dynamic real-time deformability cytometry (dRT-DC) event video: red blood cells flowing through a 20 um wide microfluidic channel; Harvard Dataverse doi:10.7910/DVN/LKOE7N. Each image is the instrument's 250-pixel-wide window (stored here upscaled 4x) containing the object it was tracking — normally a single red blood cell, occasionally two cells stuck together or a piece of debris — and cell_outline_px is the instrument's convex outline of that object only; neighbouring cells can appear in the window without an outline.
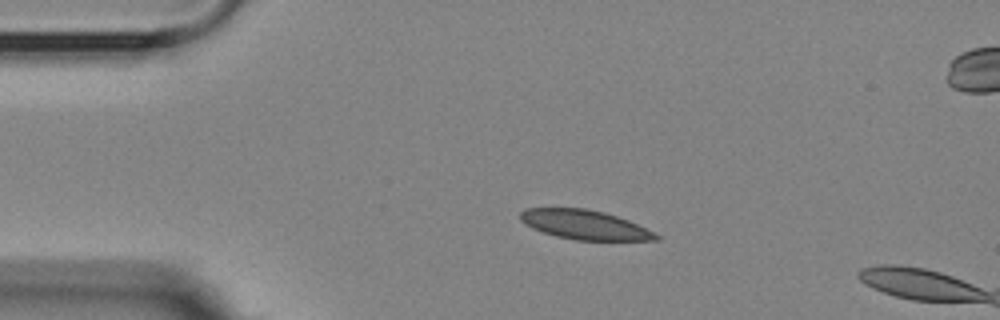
{"species": "Egyptian fruit bat (a non-hibernating species)", "species_latin": "Rousettus aegyptiacus", "temperature_condition": "room temperature", "stored_images_in_passage": 5, "camera_frame_rate_fps": 3000, "um_per_image_px": 0.085, "animal": {"sex": "female"}, "frame": {"image": 1, "passage_image": 3, "time_ms": 2.333, "image_size_px": [1000, 320], "cell_outline_px": [[660, 240], [576, 240], [556, 236], [532, 228], [524, 224], [520, 220], [520, 212], [524, 208], [588, 208], [604, 212], [628, 220], [660, 236]], "centroid_in_image_um": [49.65, 19.09], "position_along_channel_um": 35.4, "area_um2": 23.06}}